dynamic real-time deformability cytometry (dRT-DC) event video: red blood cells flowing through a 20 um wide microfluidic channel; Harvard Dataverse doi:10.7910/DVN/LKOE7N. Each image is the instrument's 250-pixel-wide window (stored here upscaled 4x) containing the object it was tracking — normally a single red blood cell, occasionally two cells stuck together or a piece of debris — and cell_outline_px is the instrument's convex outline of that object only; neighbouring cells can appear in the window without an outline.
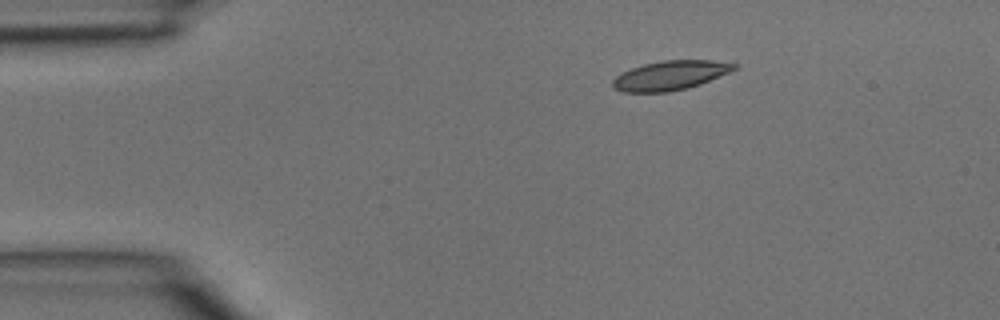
{"species": "common noctule bat (a hibernating species)", "species_latin": "Nyctalus noctula", "temperature_condition": "room temperature", "stored_images_in_passage": 3, "camera_frame_rate_fps": 3000, "um_per_image_px": 0.085, "animal": {"sex": "male", "body_mass_g": 15.6}, "frame": {"image": 1, "passage_image": 2, "time_ms": 0.333, "image_size_px": [1000, 320], "cell_outline_px": [[736, 68], [728, 72], [700, 84], [688, 88], [668, 92], [624, 92], [612, 88], [612, 80], [616, 76], [632, 68], [644, 64], [664, 60], [712, 60], [736, 64]], "centroid_in_image_um": [56.93, 6.41], "position_along_channel_um": 28.1, "area_um2": 20.52}}